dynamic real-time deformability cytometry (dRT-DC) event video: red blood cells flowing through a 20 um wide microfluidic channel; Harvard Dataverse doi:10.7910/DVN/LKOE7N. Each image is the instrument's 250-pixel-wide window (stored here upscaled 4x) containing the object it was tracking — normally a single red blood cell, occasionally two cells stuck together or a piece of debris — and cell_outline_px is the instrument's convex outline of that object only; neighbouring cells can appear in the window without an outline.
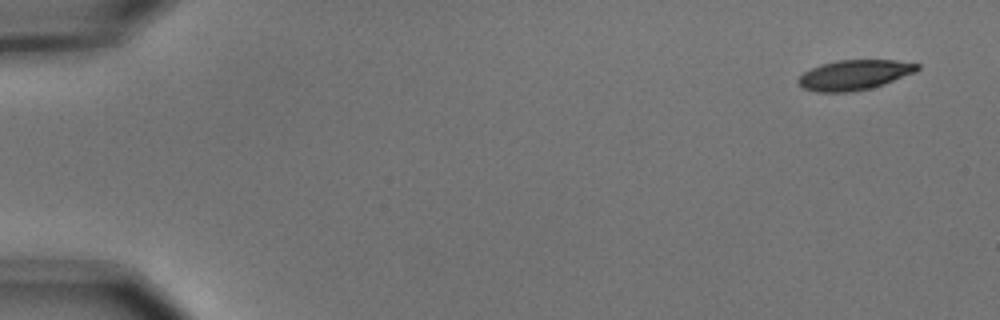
{"species": "common noctule bat (a hibernating species)", "species_latin": "Nyctalus noctula", "temperature_condition": "cold", "stored_images_in_passage": 5, "camera_frame_rate_fps": 3000, "um_per_image_px": 0.085, "animal": {"sex": "male", "body_mass_g": 15.6}, "frame": {"image": 1, "passage_image": 1, "time_ms": 0.0, "image_size_px": [1000, 320], "cell_outline_px": [[920, 68], [916, 72], [884, 84], [872, 88], [852, 92], [816, 92], [804, 88], [796, 80], [804, 72], [820, 64], [836, 60], [896, 60], [920, 64]], "centroid_in_image_um": [72.64, 6.37], "position_along_channel_um": 12.4, "area_um2": 20.92}}
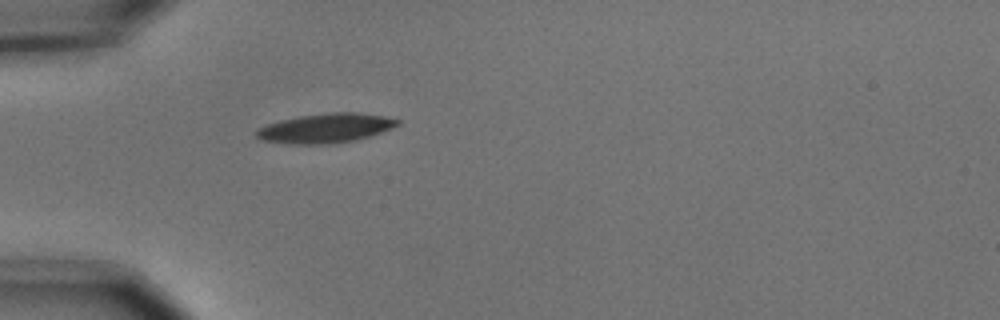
{"frame": {"image": 2, "passage_image": 5, "time_ms": 1.333, "image_size_px": [1000, 320], "cell_outline_px": [[400, 124], [392, 128], [356, 140], [324, 144], [288, 144], [264, 140], [256, 136], [252, 132], [256, 128], [280, 120], [300, 116], [332, 112], [360, 112], [384, 116], [400, 120]], "centroid_in_image_um": [27.65, 10.89], "position_along_channel_um": 57.3, "area_um2": 24.16}}